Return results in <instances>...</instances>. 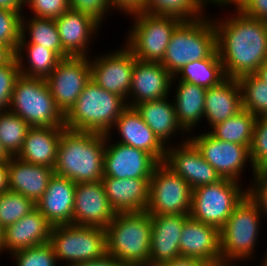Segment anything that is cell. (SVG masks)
Listing matches in <instances>:
<instances>
[{"mask_svg": "<svg viewBox=\"0 0 267 266\" xmlns=\"http://www.w3.org/2000/svg\"><path fill=\"white\" fill-rule=\"evenodd\" d=\"M182 21L174 30L161 64L175 76L186 64L208 58L216 49L212 18Z\"/></svg>", "mask_w": 267, "mask_h": 266, "instance_id": "cell-5", "label": "cell"}, {"mask_svg": "<svg viewBox=\"0 0 267 266\" xmlns=\"http://www.w3.org/2000/svg\"><path fill=\"white\" fill-rule=\"evenodd\" d=\"M106 135L65 128L53 172L75 183L97 182L104 177Z\"/></svg>", "mask_w": 267, "mask_h": 266, "instance_id": "cell-2", "label": "cell"}, {"mask_svg": "<svg viewBox=\"0 0 267 266\" xmlns=\"http://www.w3.org/2000/svg\"><path fill=\"white\" fill-rule=\"evenodd\" d=\"M233 15L212 19L216 47L227 78L254 74L267 61V22L245 16L235 7ZM232 17H231V16Z\"/></svg>", "mask_w": 267, "mask_h": 266, "instance_id": "cell-1", "label": "cell"}, {"mask_svg": "<svg viewBox=\"0 0 267 266\" xmlns=\"http://www.w3.org/2000/svg\"><path fill=\"white\" fill-rule=\"evenodd\" d=\"M15 55L20 75L44 79L52 73L61 60L53 50L31 43H19Z\"/></svg>", "mask_w": 267, "mask_h": 266, "instance_id": "cell-31", "label": "cell"}, {"mask_svg": "<svg viewBox=\"0 0 267 266\" xmlns=\"http://www.w3.org/2000/svg\"><path fill=\"white\" fill-rule=\"evenodd\" d=\"M112 10H118L131 15L137 12H145L146 0H109Z\"/></svg>", "mask_w": 267, "mask_h": 266, "instance_id": "cell-47", "label": "cell"}, {"mask_svg": "<svg viewBox=\"0 0 267 266\" xmlns=\"http://www.w3.org/2000/svg\"><path fill=\"white\" fill-rule=\"evenodd\" d=\"M208 1H209L210 5H214L215 4V6H218V7L219 6L220 7L225 6L223 8L226 9V7L229 8L228 6L230 4H233L234 7H236L242 0H208Z\"/></svg>", "mask_w": 267, "mask_h": 266, "instance_id": "cell-53", "label": "cell"}, {"mask_svg": "<svg viewBox=\"0 0 267 266\" xmlns=\"http://www.w3.org/2000/svg\"><path fill=\"white\" fill-rule=\"evenodd\" d=\"M263 217L257 205L246 195L220 229L221 260L244 262L254 258Z\"/></svg>", "mask_w": 267, "mask_h": 266, "instance_id": "cell-6", "label": "cell"}, {"mask_svg": "<svg viewBox=\"0 0 267 266\" xmlns=\"http://www.w3.org/2000/svg\"><path fill=\"white\" fill-rule=\"evenodd\" d=\"M11 256L16 266H60L50 243L18 250Z\"/></svg>", "mask_w": 267, "mask_h": 266, "instance_id": "cell-39", "label": "cell"}, {"mask_svg": "<svg viewBox=\"0 0 267 266\" xmlns=\"http://www.w3.org/2000/svg\"><path fill=\"white\" fill-rule=\"evenodd\" d=\"M151 215L147 211L116 213L106 228V252L126 266H149Z\"/></svg>", "mask_w": 267, "mask_h": 266, "instance_id": "cell-3", "label": "cell"}, {"mask_svg": "<svg viewBox=\"0 0 267 266\" xmlns=\"http://www.w3.org/2000/svg\"><path fill=\"white\" fill-rule=\"evenodd\" d=\"M76 183L53 174L36 208L52 226L73 224Z\"/></svg>", "mask_w": 267, "mask_h": 266, "instance_id": "cell-23", "label": "cell"}, {"mask_svg": "<svg viewBox=\"0 0 267 266\" xmlns=\"http://www.w3.org/2000/svg\"><path fill=\"white\" fill-rule=\"evenodd\" d=\"M236 262L237 261H224V260H219V261L210 263V266H237ZM234 263H235V265H234Z\"/></svg>", "mask_w": 267, "mask_h": 266, "instance_id": "cell-55", "label": "cell"}, {"mask_svg": "<svg viewBox=\"0 0 267 266\" xmlns=\"http://www.w3.org/2000/svg\"><path fill=\"white\" fill-rule=\"evenodd\" d=\"M179 145L167 146L164 164L183 178L193 189L217 183L222 178L202 157L200 151L188 138ZM173 146V147H172Z\"/></svg>", "mask_w": 267, "mask_h": 266, "instance_id": "cell-16", "label": "cell"}, {"mask_svg": "<svg viewBox=\"0 0 267 266\" xmlns=\"http://www.w3.org/2000/svg\"><path fill=\"white\" fill-rule=\"evenodd\" d=\"M175 88V95L171 101L174 104L177 120L188 135L204 118L207 89L184 81H178Z\"/></svg>", "mask_w": 267, "mask_h": 266, "instance_id": "cell-30", "label": "cell"}, {"mask_svg": "<svg viewBox=\"0 0 267 266\" xmlns=\"http://www.w3.org/2000/svg\"><path fill=\"white\" fill-rule=\"evenodd\" d=\"M71 10L90 15L100 24L107 18L108 12L112 11L109 0H70Z\"/></svg>", "mask_w": 267, "mask_h": 266, "instance_id": "cell-45", "label": "cell"}, {"mask_svg": "<svg viewBox=\"0 0 267 266\" xmlns=\"http://www.w3.org/2000/svg\"><path fill=\"white\" fill-rule=\"evenodd\" d=\"M19 76L20 69L16 55L0 65V112L9 110L14 85Z\"/></svg>", "mask_w": 267, "mask_h": 266, "instance_id": "cell-42", "label": "cell"}, {"mask_svg": "<svg viewBox=\"0 0 267 266\" xmlns=\"http://www.w3.org/2000/svg\"><path fill=\"white\" fill-rule=\"evenodd\" d=\"M112 134L106 135L104 177L151 178L159 162L142 149L118 142L110 144Z\"/></svg>", "mask_w": 267, "mask_h": 266, "instance_id": "cell-15", "label": "cell"}, {"mask_svg": "<svg viewBox=\"0 0 267 266\" xmlns=\"http://www.w3.org/2000/svg\"><path fill=\"white\" fill-rule=\"evenodd\" d=\"M252 176L256 171L267 170V117H257L250 147Z\"/></svg>", "mask_w": 267, "mask_h": 266, "instance_id": "cell-40", "label": "cell"}, {"mask_svg": "<svg viewBox=\"0 0 267 266\" xmlns=\"http://www.w3.org/2000/svg\"><path fill=\"white\" fill-rule=\"evenodd\" d=\"M102 182L115 213L146 211L149 204L150 178L103 177Z\"/></svg>", "mask_w": 267, "mask_h": 266, "instance_id": "cell-25", "label": "cell"}, {"mask_svg": "<svg viewBox=\"0 0 267 266\" xmlns=\"http://www.w3.org/2000/svg\"><path fill=\"white\" fill-rule=\"evenodd\" d=\"M242 92L238 79L226 78L217 86L207 88L204 118L211 128L241 111Z\"/></svg>", "mask_w": 267, "mask_h": 266, "instance_id": "cell-27", "label": "cell"}, {"mask_svg": "<svg viewBox=\"0 0 267 266\" xmlns=\"http://www.w3.org/2000/svg\"><path fill=\"white\" fill-rule=\"evenodd\" d=\"M50 244L61 266L96 260L106 253V231L99 227L75 224L53 226Z\"/></svg>", "mask_w": 267, "mask_h": 266, "instance_id": "cell-10", "label": "cell"}, {"mask_svg": "<svg viewBox=\"0 0 267 266\" xmlns=\"http://www.w3.org/2000/svg\"><path fill=\"white\" fill-rule=\"evenodd\" d=\"M256 120L255 115L242 109L225 121L212 126L209 133L221 141L244 145L250 149Z\"/></svg>", "mask_w": 267, "mask_h": 266, "instance_id": "cell-34", "label": "cell"}, {"mask_svg": "<svg viewBox=\"0 0 267 266\" xmlns=\"http://www.w3.org/2000/svg\"><path fill=\"white\" fill-rule=\"evenodd\" d=\"M239 183L222 178L217 183L193 189L189 216L204 224L216 226L220 230L234 208L247 195V187L243 189Z\"/></svg>", "mask_w": 267, "mask_h": 266, "instance_id": "cell-9", "label": "cell"}, {"mask_svg": "<svg viewBox=\"0 0 267 266\" xmlns=\"http://www.w3.org/2000/svg\"><path fill=\"white\" fill-rule=\"evenodd\" d=\"M30 128L31 126L14 112H0V141L10 156L19 153Z\"/></svg>", "mask_w": 267, "mask_h": 266, "instance_id": "cell-36", "label": "cell"}, {"mask_svg": "<svg viewBox=\"0 0 267 266\" xmlns=\"http://www.w3.org/2000/svg\"><path fill=\"white\" fill-rule=\"evenodd\" d=\"M7 164L8 161H0V193L9 190Z\"/></svg>", "mask_w": 267, "mask_h": 266, "instance_id": "cell-50", "label": "cell"}, {"mask_svg": "<svg viewBox=\"0 0 267 266\" xmlns=\"http://www.w3.org/2000/svg\"><path fill=\"white\" fill-rule=\"evenodd\" d=\"M36 18L56 19L69 11L70 0H30L26 5Z\"/></svg>", "mask_w": 267, "mask_h": 266, "instance_id": "cell-43", "label": "cell"}, {"mask_svg": "<svg viewBox=\"0 0 267 266\" xmlns=\"http://www.w3.org/2000/svg\"><path fill=\"white\" fill-rule=\"evenodd\" d=\"M52 225L35 208L19 221L6 227L3 231V241L0 255L3 252L12 253L50 243Z\"/></svg>", "mask_w": 267, "mask_h": 266, "instance_id": "cell-21", "label": "cell"}, {"mask_svg": "<svg viewBox=\"0 0 267 266\" xmlns=\"http://www.w3.org/2000/svg\"><path fill=\"white\" fill-rule=\"evenodd\" d=\"M252 177L247 195L267 218V170L256 171Z\"/></svg>", "mask_w": 267, "mask_h": 266, "instance_id": "cell-44", "label": "cell"}, {"mask_svg": "<svg viewBox=\"0 0 267 266\" xmlns=\"http://www.w3.org/2000/svg\"><path fill=\"white\" fill-rule=\"evenodd\" d=\"M115 215L102 180L76 183L73 224L105 229Z\"/></svg>", "mask_w": 267, "mask_h": 266, "instance_id": "cell-17", "label": "cell"}, {"mask_svg": "<svg viewBox=\"0 0 267 266\" xmlns=\"http://www.w3.org/2000/svg\"><path fill=\"white\" fill-rule=\"evenodd\" d=\"M3 231H4V229H3L2 226L0 225V249H1L2 241H3Z\"/></svg>", "mask_w": 267, "mask_h": 266, "instance_id": "cell-57", "label": "cell"}, {"mask_svg": "<svg viewBox=\"0 0 267 266\" xmlns=\"http://www.w3.org/2000/svg\"><path fill=\"white\" fill-rule=\"evenodd\" d=\"M158 266H210V263L189 257H178L170 262H166Z\"/></svg>", "mask_w": 267, "mask_h": 266, "instance_id": "cell-49", "label": "cell"}, {"mask_svg": "<svg viewBox=\"0 0 267 266\" xmlns=\"http://www.w3.org/2000/svg\"><path fill=\"white\" fill-rule=\"evenodd\" d=\"M9 190L30 198L35 203L45 193L54 174L53 168L36 165L11 156L7 164Z\"/></svg>", "mask_w": 267, "mask_h": 266, "instance_id": "cell-26", "label": "cell"}, {"mask_svg": "<svg viewBox=\"0 0 267 266\" xmlns=\"http://www.w3.org/2000/svg\"><path fill=\"white\" fill-rule=\"evenodd\" d=\"M130 16L134 23L128 31L125 45L136 59L161 63L171 36L182 20L146 12H137Z\"/></svg>", "mask_w": 267, "mask_h": 266, "instance_id": "cell-8", "label": "cell"}, {"mask_svg": "<svg viewBox=\"0 0 267 266\" xmlns=\"http://www.w3.org/2000/svg\"><path fill=\"white\" fill-rule=\"evenodd\" d=\"M91 56L62 58L45 79L54 101L65 115L91 79Z\"/></svg>", "mask_w": 267, "mask_h": 266, "instance_id": "cell-12", "label": "cell"}, {"mask_svg": "<svg viewBox=\"0 0 267 266\" xmlns=\"http://www.w3.org/2000/svg\"><path fill=\"white\" fill-rule=\"evenodd\" d=\"M23 11L0 9V43L16 53L21 40V17Z\"/></svg>", "mask_w": 267, "mask_h": 266, "instance_id": "cell-41", "label": "cell"}, {"mask_svg": "<svg viewBox=\"0 0 267 266\" xmlns=\"http://www.w3.org/2000/svg\"><path fill=\"white\" fill-rule=\"evenodd\" d=\"M192 188L164 163H159L150 178L149 204L146 211L151 216L189 215Z\"/></svg>", "mask_w": 267, "mask_h": 266, "instance_id": "cell-11", "label": "cell"}, {"mask_svg": "<svg viewBox=\"0 0 267 266\" xmlns=\"http://www.w3.org/2000/svg\"><path fill=\"white\" fill-rule=\"evenodd\" d=\"M64 129L65 127H31L16 157L27 163L53 168Z\"/></svg>", "mask_w": 267, "mask_h": 266, "instance_id": "cell-28", "label": "cell"}, {"mask_svg": "<svg viewBox=\"0 0 267 266\" xmlns=\"http://www.w3.org/2000/svg\"><path fill=\"white\" fill-rule=\"evenodd\" d=\"M10 157L11 156L3 148L1 141H0V161H8L10 159Z\"/></svg>", "mask_w": 267, "mask_h": 266, "instance_id": "cell-56", "label": "cell"}, {"mask_svg": "<svg viewBox=\"0 0 267 266\" xmlns=\"http://www.w3.org/2000/svg\"><path fill=\"white\" fill-rule=\"evenodd\" d=\"M189 140L221 178L239 182L244 174L245 164L249 161L252 167L250 149L247 146L221 141L213 137L208 131L196 136L191 135Z\"/></svg>", "mask_w": 267, "mask_h": 266, "instance_id": "cell-13", "label": "cell"}, {"mask_svg": "<svg viewBox=\"0 0 267 266\" xmlns=\"http://www.w3.org/2000/svg\"><path fill=\"white\" fill-rule=\"evenodd\" d=\"M70 266H126L121 260L107 252L96 260L74 263Z\"/></svg>", "mask_w": 267, "mask_h": 266, "instance_id": "cell-48", "label": "cell"}, {"mask_svg": "<svg viewBox=\"0 0 267 266\" xmlns=\"http://www.w3.org/2000/svg\"><path fill=\"white\" fill-rule=\"evenodd\" d=\"M54 20L63 49L70 56L88 57L89 43L101 24L90 15L71 9Z\"/></svg>", "mask_w": 267, "mask_h": 266, "instance_id": "cell-24", "label": "cell"}, {"mask_svg": "<svg viewBox=\"0 0 267 266\" xmlns=\"http://www.w3.org/2000/svg\"><path fill=\"white\" fill-rule=\"evenodd\" d=\"M177 78L179 81L202 86L207 89L217 86L227 77L216 49L208 58L186 64L173 76L172 84L176 80L178 81Z\"/></svg>", "mask_w": 267, "mask_h": 266, "instance_id": "cell-33", "label": "cell"}, {"mask_svg": "<svg viewBox=\"0 0 267 266\" xmlns=\"http://www.w3.org/2000/svg\"><path fill=\"white\" fill-rule=\"evenodd\" d=\"M114 128L121 136L116 142L142 149L159 163L164 162L167 147L158 139L134 107L127 106L122 111L108 134H111Z\"/></svg>", "mask_w": 267, "mask_h": 266, "instance_id": "cell-22", "label": "cell"}, {"mask_svg": "<svg viewBox=\"0 0 267 266\" xmlns=\"http://www.w3.org/2000/svg\"><path fill=\"white\" fill-rule=\"evenodd\" d=\"M15 53L6 45L0 43V65L8 62Z\"/></svg>", "mask_w": 267, "mask_h": 266, "instance_id": "cell-52", "label": "cell"}, {"mask_svg": "<svg viewBox=\"0 0 267 266\" xmlns=\"http://www.w3.org/2000/svg\"><path fill=\"white\" fill-rule=\"evenodd\" d=\"M0 9L9 11H22L25 8L19 0H0Z\"/></svg>", "mask_w": 267, "mask_h": 266, "instance_id": "cell-51", "label": "cell"}, {"mask_svg": "<svg viewBox=\"0 0 267 266\" xmlns=\"http://www.w3.org/2000/svg\"><path fill=\"white\" fill-rule=\"evenodd\" d=\"M188 217L180 214L151 216L149 266H158L181 257L180 235Z\"/></svg>", "mask_w": 267, "mask_h": 266, "instance_id": "cell-19", "label": "cell"}, {"mask_svg": "<svg viewBox=\"0 0 267 266\" xmlns=\"http://www.w3.org/2000/svg\"><path fill=\"white\" fill-rule=\"evenodd\" d=\"M19 1L26 7V4H28L30 0H19Z\"/></svg>", "mask_w": 267, "mask_h": 266, "instance_id": "cell-59", "label": "cell"}, {"mask_svg": "<svg viewBox=\"0 0 267 266\" xmlns=\"http://www.w3.org/2000/svg\"><path fill=\"white\" fill-rule=\"evenodd\" d=\"M236 8L245 16L267 22V0H242Z\"/></svg>", "mask_w": 267, "mask_h": 266, "instance_id": "cell-46", "label": "cell"}, {"mask_svg": "<svg viewBox=\"0 0 267 266\" xmlns=\"http://www.w3.org/2000/svg\"><path fill=\"white\" fill-rule=\"evenodd\" d=\"M36 208V203L10 190L0 193V225L3 229L19 221Z\"/></svg>", "mask_w": 267, "mask_h": 266, "instance_id": "cell-38", "label": "cell"}, {"mask_svg": "<svg viewBox=\"0 0 267 266\" xmlns=\"http://www.w3.org/2000/svg\"><path fill=\"white\" fill-rule=\"evenodd\" d=\"M172 80L173 75L161 63L135 58L127 106L169 97Z\"/></svg>", "mask_w": 267, "mask_h": 266, "instance_id": "cell-18", "label": "cell"}, {"mask_svg": "<svg viewBox=\"0 0 267 266\" xmlns=\"http://www.w3.org/2000/svg\"><path fill=\"white\" fill-rule=\"evenodd\" d=\"M9 110L31 127H65L64 114L44 78L20 75L14 85Z\"/></svg>", "mask_w": 267, "mask_h": 266, "instance_id": "cell-7", "label": "cell"}, {"mask_svg": "<svg viewBox=\"0 0 267 266\" xmlns=\"http://www.w3.org/2000/svg\"><path fill=\"white\" fill-rule=\"evenodd\" d=\"M207 5L208 0H146L145 12L188 21L205 16Z\"/></svg>", "mask_w": 267, "mask_h": 266, "instance_id": "cell-35", "label": "cell"}, {"mask_svg": "<svg viewBox=\"0 0 267 266\" xmlns=\"http://www.w3.org/2000/svg\"><path fill=\"white\" fill-rule=\"evenodd\" d=\"M124 45V46H123ZM122 48L90 59L91 80L97 85L128 100L135 57L123 44Z\"/></svg>", "mask_w": 267, "mask_h": 266, "instance_id": "cell-14", "label": "cell"}, {"mask_svg": "<svg viewBox=\"0 0 267 266\" xmlns=\"http://www.w3.org/2000/svg\"><path fill=\"white\" fill-rule=\"evenodd\" d=\"M29 17L31 18L27 19L24 14L21 17V40L19 43L40 44V46L53 50L61 59L70 57L62 47L54 19L36 18L32 15Z\"/></svg>", "mask_w": 267, "mask_h": 266, "instance_id": "cell-32", "label": "cell"}, {"mask_svg": "<svg viewBox=\"0 0 267 266\" xmlns=\"http://www.w3.org/2000/svg\"><path fill=\"white\" fill-rule=\"evenodd\" d=\"M242 92V108L256 117H267V84L254 74L238 78Z\"/></svg>", "mask_w": 267, "mask_h": 266, "instance_id": "cell-37", "label": "cell"}, {"mask_svg": "<svg viewBox=\"0 0 267 266\" xmlns=\"http://www.w3.org/2000/svg\"><path fill=\"white\" fill-rule=\"evenodd\" d=\"M265 254V257L263 258L264 260H262L260 266H267V252Z\"/></svg>", "mask_w": 267, "mask_h": 266, "instance_id": "cell-58", "label": "cell"}, {"mask_svg": "<svg viewBox=\"0 0 267 266\" xmlns=\"http://www.w3.org/2000/svg\"><path fill=\"white\" fill-rule=\"evenodd\" d=\"M126 107L121 96L108 92L90 79L64 115L65 128L107 135Z\"/></svg>", "mask_w": 267, "mask_h": 266, "instance_id": "cell-4", "label": "cell"}, {"mask_svg": "<svg viewBox=\"0 0 267 266\" xmlns=\"http://www.w3.org/2000/svg\"><path fill=\"white\" fill-rule=\"evenodd\" d=\"M261 81L267 84V61H265L254 73Z\"/></svg>", "mask_w": 267, "mask_h": 266, "instance_id": "cell-54", "label": "cell"}, {"mask_svg": "<svg viewBox=\"0 0 267 266\" xmlns=\"http://www.w3.org/2000/svg\"><path fill=\"white\" fill-rule=\"evenodd\" d=\"M168 97L135 104L133 107L158 139L167 147L174 136L187 132L177 120L173 102ZM174 135V136H173ZM172 137V138H171Z\"/></svg>", "mask_w": 267, "mask_h": 266, "instance_id": "cell-29", "label": "cell"}, {"mask_svg": "<svg viewBox=\"0 0 267 266\" xmlns=\"http://www.w3.org/2000/svg\"><path fill=\"white\" fill-rule=\"evenodd\" d=\"M181 257L213 263L221 260L220 230L190 216L184 221L179 242Z\"/></svg>", "mask_w": 267, "mask_h": 266, "instance_id": "cell-20", "label": "cell"}]
</instances>
